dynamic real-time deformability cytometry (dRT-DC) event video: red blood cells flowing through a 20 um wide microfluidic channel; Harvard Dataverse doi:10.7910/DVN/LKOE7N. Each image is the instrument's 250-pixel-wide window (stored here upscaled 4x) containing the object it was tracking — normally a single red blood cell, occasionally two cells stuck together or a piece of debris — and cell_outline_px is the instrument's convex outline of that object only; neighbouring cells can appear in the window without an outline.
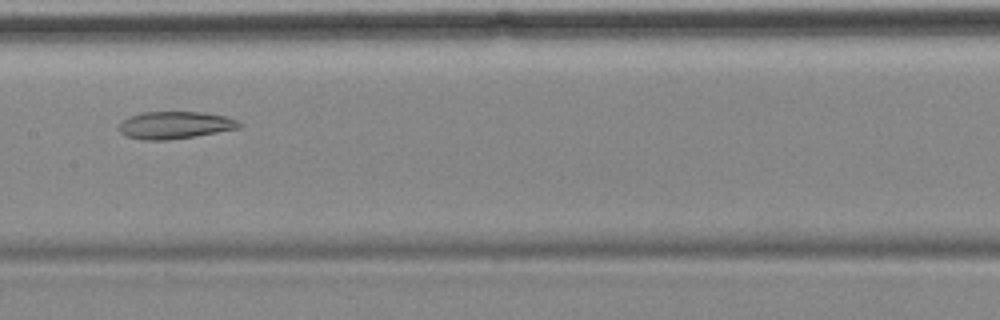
{"species": "common noctule bat (a hibernating species)", "species_latin": "Nyctalus noctula", "temperature_condition": "cold", "stored_images_in_passage": 10, "camera_frame_rate_fps": 3000, "um_per_image_px": 0.085, "animal": {"sex": "female", "body_mass_g": 18.4}, "frame": {"image": 1, "passage_image": 5, "time_ms": 4.667, "image_size_px": [1000, 320], "cell_outline_px": [[244, 124], [240, 128], [196, 136], [168, 140], [144, 140], [128, 136], [120, 132], [120, 120], [144, 112], [204, 112], [224, 116], [236, 120]], "centroid_in_image_um": [14.9, 10.63], "position_along_channel_um": 192.5, "area_um2": 19.07}}
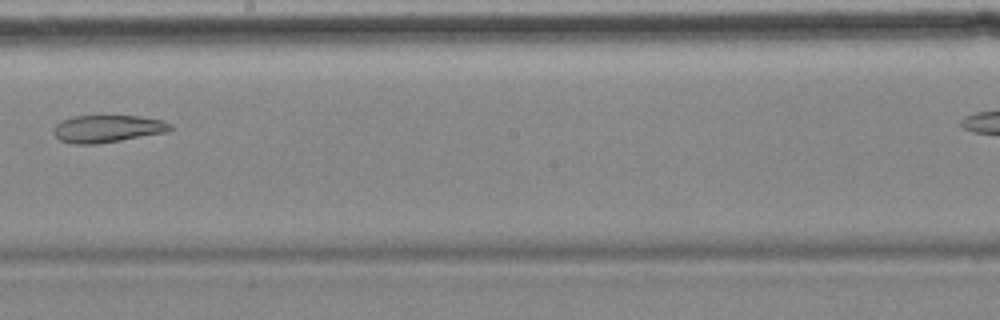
{"frame": {"image": 2, "passage_image": 6, "time_ms": 6.0, "image_size_px": [1000, 320], "cell_outline_px": [[172, 128], [168, 132], [96, 144], [72, 144], [60, 140], [52, 132], [52, 128], [56, 124], [72, 116], [140, 116], [160, 120], [172, 124]], "centroid_in_image_um": [9.11, 10.94], "position_along_channel_um": 239.1, "area_um2": 18.55}}